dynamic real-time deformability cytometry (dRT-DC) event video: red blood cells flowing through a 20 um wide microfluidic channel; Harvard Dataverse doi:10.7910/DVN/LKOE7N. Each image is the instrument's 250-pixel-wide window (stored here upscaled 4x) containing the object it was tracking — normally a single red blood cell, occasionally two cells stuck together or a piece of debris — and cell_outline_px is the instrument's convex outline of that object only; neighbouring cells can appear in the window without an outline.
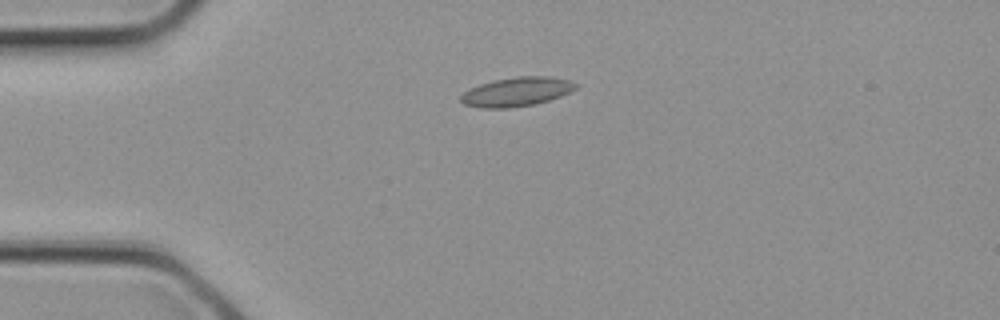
{"species": "common noctule bat (a hibernating species)", "species_latin": "Nyctalus noctula", "temperature_condition": "cold", "stored_images_in_passage": 1, "camera_frame_rate_fps": 3000, "um_per_image_px": 0.085, "animal": {"sex": "female", "body_mass_g": 21.9}, "frame": {"image": 1, "passage_image": 1, "time_ms": 0.0, "image_size_px": [1000, 320], "cell_outline_px": [[576, 88], [560, 96], [536, 104], [508, 108], [480, 108], [464, 104], [460, 100], [460, 96], [468, 88], [480, 84], [496, 80], [516, 76], [548, 76], [568, 80], [576, 84]], "centroid_in_image_um": [43.87, 7.8], "position_along_channel_um": 41.1, "area_um2": 19.36}}